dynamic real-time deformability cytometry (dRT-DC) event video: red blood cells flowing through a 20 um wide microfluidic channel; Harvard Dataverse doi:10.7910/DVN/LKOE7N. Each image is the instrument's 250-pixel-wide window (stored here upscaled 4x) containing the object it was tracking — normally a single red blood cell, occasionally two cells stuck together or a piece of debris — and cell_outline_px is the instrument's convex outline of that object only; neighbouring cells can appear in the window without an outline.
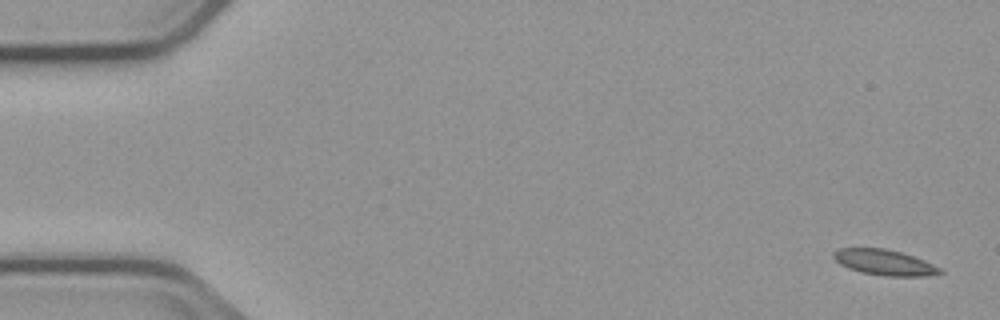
{"species": "common noctule bat (a hibernating species)", "species_latin": "Nyctalus noctula", "temperature_condition": "cold", "stored_images_in_passage": 4, "camera_frame_rate_fps": 3000, "um_per_image_px": 0.085, "animal": {"sex": "male", "body_mass_g": 23.1, "forearm_length_mm": 52.7}, "frame": {"image": 1, "passage_image": 1, "time_ms": 0.0, "image_size_px": [1000, 320], "cell_outline_px": [[944, 272], [928, 276], [884, 276], [860, 272], [848, 268], [840, 264], [832, 256], [832, 252], [840, 248], [884, 248], [900, 252], [924, 260], [940, 268]], "centroid_in_image_um": [75.15, 22.31], "position_along_channel_um": 9.8, "area_um2": 15.84}}
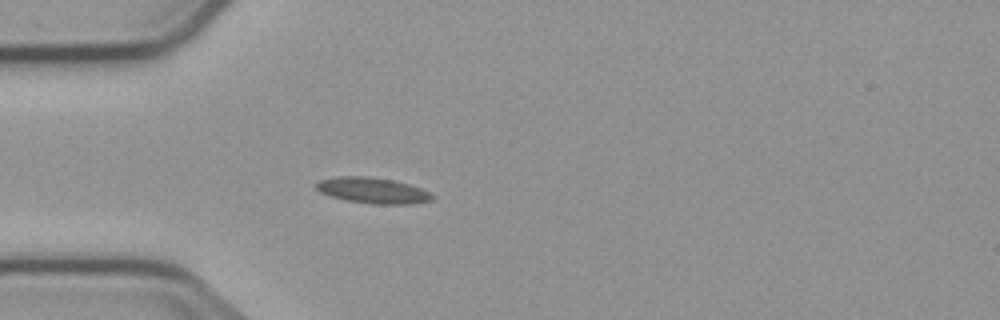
{"frame": {"image": 2, "passage_image": 4, "time_ms": 4.667, "image_size_px": [1000, 320], "cell_outline_px": [[436, 196], [432, 200], [412, 204], [372, 204], [344, 200], [320, 192], [316, 188], [316, 184], [320, 180], [336, 176], [368, 176], [392, 180], [408, 184], [420, 188]], "centroid_in_image_um": [31.68, 16.19], "position_along_channel_um": 53.3, "area_um2": 17.46}}